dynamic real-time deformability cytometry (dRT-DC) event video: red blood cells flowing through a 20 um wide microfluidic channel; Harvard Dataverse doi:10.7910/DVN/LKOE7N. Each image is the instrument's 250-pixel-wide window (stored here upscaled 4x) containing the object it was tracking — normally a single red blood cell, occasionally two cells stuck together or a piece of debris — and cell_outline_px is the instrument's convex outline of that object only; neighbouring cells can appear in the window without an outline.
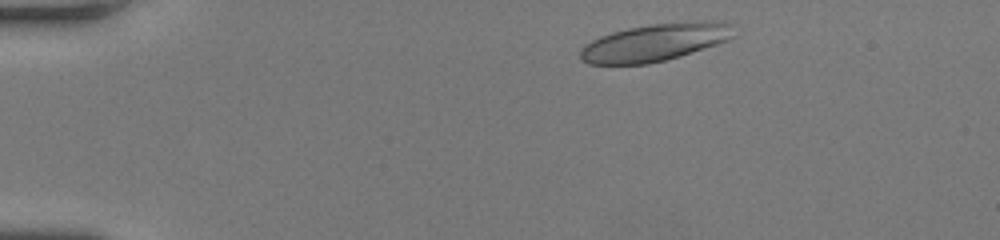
{"species": "human", "species_latin": "Homo sapiens", "temperature_condition": "room temperature", "stored_images_in_passage": 43, "camera_frame_rate_fps": 3000, "um_per_image_px": 0.085, "donor": {"sex": "female"}, "frame": {"image": 1, "passage_image": 3, "time_ms": 0.667, "image_size_px": [1000, 240], "cell_outline_px": [[736, 36], [728, 40], [680, 56], [648, 64], [588, 64], [580, 56], [580, 48], [584, 44], [600, 36], [612, 32], [628, 28], [652, 24], [704, 20], [712, 20], [732, 24]], "centroid_in_image_um": [55.7, 3.59], "position_along_channel_um": 29.3, "area_um2": 33.58}}
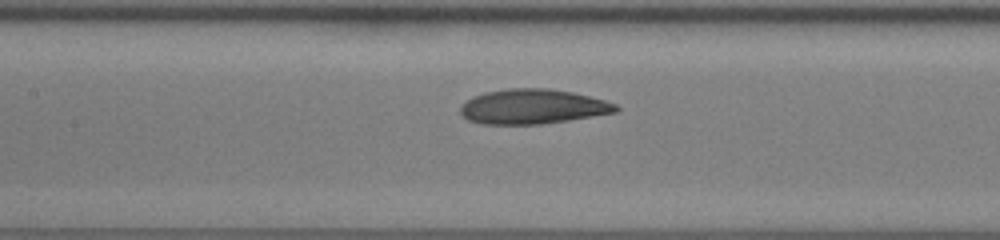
{"frame": {"image": 2, "passage_image": 18, "time_ms": 5.667, "image_size_px": [1000, 240], "cell_outline_px": [[620, 108], [616, 112], [568, 120], [540, 124], [480, 124], [468, 120], [460, 112], [460, 108], [472, 96], [484, 92], [508, 88], [548, 88], [572, 92], [604, 100], [616, 104]], "centroid_in_image_um": [45.26, 9.06], "position_along_channel_um": 162.1, "area_um2": 31.39}}
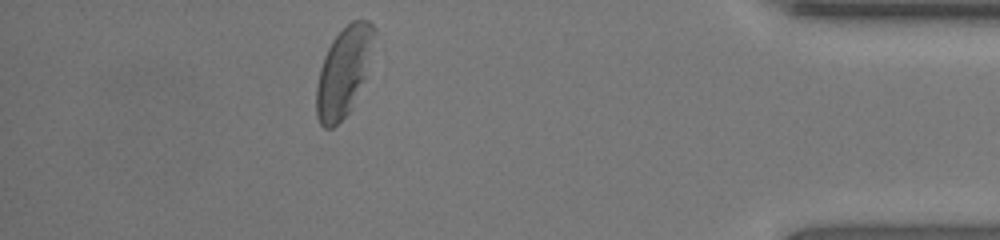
{"frame": {"image": 3, "passage_image": 38, "time_ms": 12.333, "image_size_px": [1000, 240], "cell_outline_px": [[376, 32], [368, 76], [352, 108], [332, 128], [324, 128], [320, 124], [316, 116], [316, 84], [320, 68], [324, 56], [332, 40], [352, 20], [368, 20], [376, 28]], "centroid_in_image_um": [29.25, 6.1], "position_along_channel_um": 406.0, "area_um2": 30.52}, "authors_computed_cell_mechanics": {"area_um2": 31.9056, "velocity_mm_per_s": 4.2623, "shape_relaxation_time_tau1_ms": 8.3419, "shape_relaxation_time_tau2_ms": 1.3854, "deformation_change_tau1": 0.2065, "deformation_change_tau2": 0.0707}}